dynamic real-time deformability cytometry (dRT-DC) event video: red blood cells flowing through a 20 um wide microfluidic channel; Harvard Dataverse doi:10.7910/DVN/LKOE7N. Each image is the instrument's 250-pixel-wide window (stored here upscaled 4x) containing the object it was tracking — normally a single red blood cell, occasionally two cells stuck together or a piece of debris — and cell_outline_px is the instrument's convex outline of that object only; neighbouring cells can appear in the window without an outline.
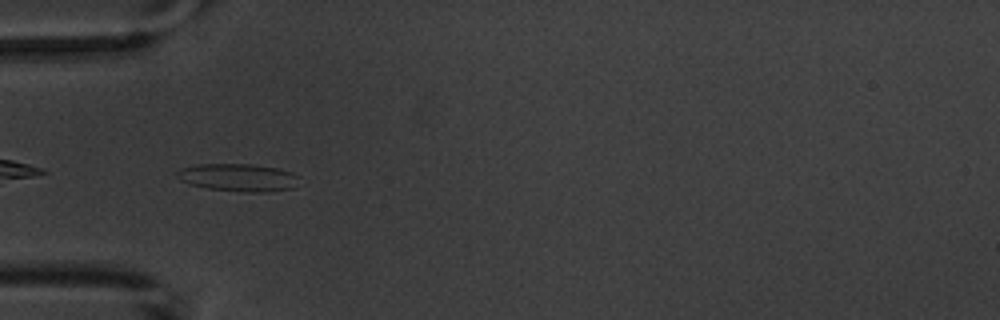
{"species": "common noctule bat (a hibernating species)", "species_latin": "Nyctalus noctula", "temperature_condition": "warm", "stored_images_in_passage": 4, "camera_frame_rate_fps": 3000, "um_per_image_px": 0.085, "animal": {"sex": "male", "body_mass_g": 20.1, "forearm_length_mm": 53.5}, "frame": {"image": 1, "passage_image": 4, "time_ms": 3.333, "image_size_px": [1000, 320], "cell_outline_px": [[300, 176], [292, 188], [264, 192], [248, 192], [208, 188], [192, 184], [180, 180], [176, 176], [176, 172], [184, 168], [196, 164], [252, 164], [280, 168], [292, 172]], "centroid_in_image_um": [20.28, 15.07], "position_along_channel_um": 64.7, "area_um2": 19.54}}